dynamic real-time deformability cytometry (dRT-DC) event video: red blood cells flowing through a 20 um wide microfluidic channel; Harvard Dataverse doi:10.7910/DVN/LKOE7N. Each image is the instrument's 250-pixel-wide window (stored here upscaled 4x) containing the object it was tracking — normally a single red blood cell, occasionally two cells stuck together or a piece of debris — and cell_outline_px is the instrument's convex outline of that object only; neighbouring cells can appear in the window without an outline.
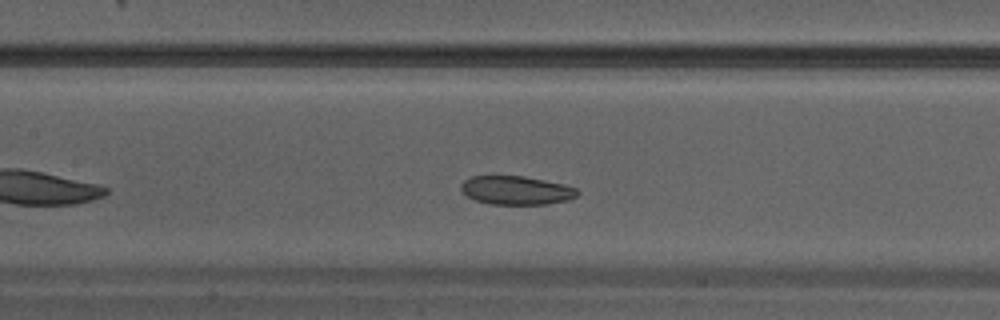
{"species": "Egyptian fruit bat (a non-hibernating species)", "species_latin": "Rousettus aegyptiacus", "temperature_condition": "warm", "stored_images_in_passage": 27, "camera_frame_rate_fps": 3000, "um_per_image_px": 0.085, "animal": {"sex": "male"}, "frame": {"image": 1, "passage_image": 8, "time_ms": 2.333, "image_size_px": [1000, 320], "cell_outline_px": [[580, 192], [576, 196], [568, 200], [548, 204], [488, 204], [476, 200], [468, 196], [460, 188], [460, 184], [464, 180], [472, 176], [524, 176], [564, 184], [576, 188]], "centroid_in_image_um": [43.89, 16.17], "position_along_channel_um": 163.5, "area_um2": 19.42}}
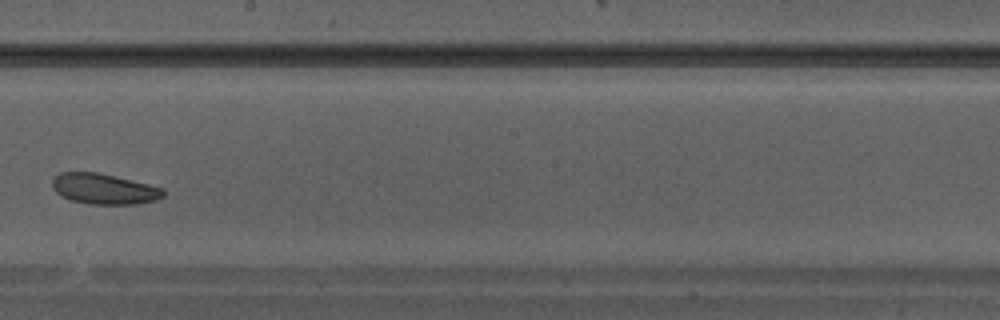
{"frame": {"image": 2, "passage_image": 12, "time_ms": 3.667, "image_size_px": [1000, 320], "cell_outline_px": [[164, 196], [156, 200], [136, 204], [92, 204], [72, 200], [56, 192], [52, 184], [52, 180], [60, 172], [96, 172], [148, 184], [164, 188]], "centroid_in_image_um": [8.87, 16.06], "position_along_channel_um": 239.3, "area_um2": 19.48}}